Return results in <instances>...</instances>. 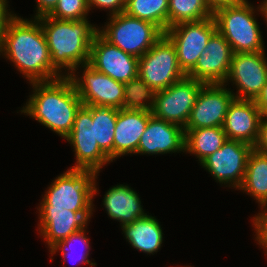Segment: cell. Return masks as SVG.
Here are the masks:
<instances>
[{
    "label": "cell",
    "mask_w": 267,
    "mask_h": 267,
    "mask_svg": "<svg viewBox=\"0 0 267 267\" xmlns=\"http://www.w3.org/2000/svg\"><path fill=\"white\" fill-rule=\"evenodd\" d=\"M13 62L29 82L51 81L65 76L51 63L48 45L37 18L15 16L0 41V55Z\"/></svg>",
    "instance_id": "obj_1"
},
{
    "label": "cell",
    "mask_w": 267,
    "mask_h": 267,
    "mask_svg": "<svg viewBox=\"0 0 267 267\" xmlns=\"http://www.w3.org/2000/svg\"><path fill=\"white\" fill-rule=\"evenodd\" d=\"M33 94L20 110L64 139L70 134L76 112L83 105L68 76L31 82Z\"/></svg>",
    "instance_id": "obj_2"
},
{
    "label": "cell",
    "mask_w": 267,
    "mask_h": 267,
    "mask_svg": "<svg viewBox=\"0 0 267 267\" xmlns=\"http://www.w3.org/2000/svg\"><path fill=\"white\" fill-rule=\"evenodd\" d=\"M37 19L46 38L51 63L60 73L64 69L69 76L77 71V66L89 62L91 45L99 27L88 19L60 20L48 15Z\"/></svg>",
    "instance_id": "obj_3"
},
{
    "label": "cell",
    "mask_w": 267,
    "mask_h": 267,
    "mask_svg": "<svg viewBox=\"0 0 267 267\" xmlns=\"http://www.w3.org/2000/svg\"><path fill=\"white\" fill-rule=\"evenodd\" d=\"M255 12L254 6L245 0L213 14L217 30L229 42L233 53L265 51Z\"/></svg>",
    "instance_id": "obj_4"
},
{
    "label": "cell",
    "mask_w": 267,
    "mask_h": 267,
    "mask_svg": "<svg viewBox=\"0 0 267 267\" xmlns=\"http://www.w3.org/2000/svg\"><path fill=\"white\" fill-rule=\"evenodd\" d=\"M97 176L92 171L69 168L52 181L43 199L54 208L92 212L93 197L98 192Z\"/></svg>",
    "instance_id": "obj_5"
},
{
    "label": "cell",
    "mask_w": 267,
    "mask_h": 267,
    "mask_svg": "<svg viewBox=\"0 0 267 267\" xmlns=\"http://www.w3.org/2000/svg\"><path fill=\"white\" fill-rule=\"evenodd\" d=\"M109 20L107 25L98 29V33L110 44L137 58L164 35L157 25L131 17L125 12L111 15Z\"/></svg>",
    "instance_id": "obj_6"
},
{
    "label": "cell",
    "mask_w": 267,
    "mask_h": 267,
    "mask_svg": "<svg viewBox=\"0 0 267 267\" xmlns=\"http://www.w3.org/2000/svg\"><path fill=\"white\" fill-rule=\"evenodd\" d=\"M138 76L155 91L186 76L179 67L174 44L165 34L139 58Z\"/></svg>",
    "instance_id": "obj_7"
},
{
    "label": "cell",
    "mask_w": 267,
    "mask_h": 267,
    "mask_svg": "<svg viewBox=\"0 0 267 267\" xmlns=\"http://www.w3.org/2000/svg\"><path fill=\"white\" fill-rule=\"evenodd\" d=\"M204 85L203 82L185 76L168 88L156 91L152 115L185 128Z\"/></svg>",
    "instance_id": "obj_8"
},
{
    "label": "cell",
    "mask_w": 267,
    "mask_h": 267,
    "mask_svg": "<svg viewBox=\"0 0 267 267\" xmlns=\"http://www.w3.org/2000/svg\"><path fill=\"white\" fill-rule=\"evenodd\" d=\"M83 68V76L71 73V79L84 106L123 108L124 84L92 68L88 63L77 66ZM76 74V75H75Z\"/></svg>",
    "instance_id": "obj_9"
},
{
    "label": "cell",
    "mask_w": 267,
    "mask_h": 267,
    "mask_svg": "<svg viewBox=\"0 0 267 267\" xmlns=\"http://www.w3.org/2000/svg\"><path fill=\"white\" fill-rule=\"evenodd\" d=\"M216 30L217 25L212 16L197 22H182L164 32L174 44L179 67L185 74L195 66Z\"/></svg>",
    "instance_id": "obj_10"
},
{
    "label": "cell",
    "mask_w": 267,
    "mask_h": 267,
    "mask_svg": "<svg viewBox=\"0 0 267 267\" xmlns=\"http://www.w3.org/2000/svg\"><path fill=\"white\" fill-rule=\"evenodd\" d=\"M65 139L75 152L76 164L71 169L88 170L98 174L104 165L112 162L100 149L97 140H94L92 106L80 107L76 112L72 130Z\"/></svg>",
    "instance_id": "obj_11"
},
{
    "label": "cell",
    "mask_w": 267,
    "mask_h": 267,
    "mask_svg": "<svg viewBox=\"0 0 267 267\" xmlns=\"http://www.w3.org/2000/svg\"><path fill=\"white\" fill-rule=\"evenodd\" d=\"M252 150L253 146L250 144L227 139L219 150L206 157L200 164L217 182L239 189Z\"/></svg>",
    "instance_id": "obj_12"
},
{
    "label": "cell",
    "mask_w": 267,
    "mask_h": 267,
    "mask_svg": "<svg viewBox=\"0 0 267 267\" xmlns=\"http://www.w3.org/2000/svg\"><path fill=\"white\" fill-rule=\"evenodd\" d=\"M263 52L233 53L225 83L232 82L238 89L234 98L255 100L267 80V58Z\"/></svg>",
    "instance_id": "obj_13"
},
{
    "label": "cell",
    "mask_w": 267,
    "mask_h": 267,
    "mask_svg": "<svg viewBox=\"0 0 267 267\" xmlns=\"http://www.w3.org/2000/svg\"><path fill=\"white\" fill-rule=\"evenodd\" d=\"M228 84H205L191 110L184 129L222 127L229 104L233 101V91Z\"/></svg>",
    "instance_id": "obj_14"
},
{
    "label": "cell",
    "mask_w": 267,
    "mask_h": 267,
    "mask_svg": "<svg viewBox=\"0 0 267 267\" xmlns=\"http://www.w3.org/2000/svg\"><path fill=\"white\" fill-rule=\"evenodd\" d=\"M139 58L110 44L99 33L93 39L88 64L123 84L138 76Z\"/></svg>",
    "instance_id": "obj_15"
},
{
    "label": "cell",
    "mask_w": 267,
    "mask_h": 267,
    "mask_svg": "<svg viewBox=\"0 0 267 267\" xmlns=\"http://www.w3.org/2000/svg\"><path fill=\"white\" fill-rule=\"evenodd\" d=\"M232 55L229 42L216 30L186 76L205 84H224L229 74Z\"/></svg>",
    "instance_id": "obj_16"
},
{
    "label": "cell",
    "mask_w": 267,
    "mask_h": 267,
    "mask_svg": "<svg viewBox=\"0 0 267 267\" xmlns=\"http://www.w3.org/2000/svg\"><path fill=\"white\" fill-rule=\"evenodd\" d=\"M38 208L39 233L49 248L56 242L86 228L93 214V212H73L65 208H54L43 198Z\"/></svg>",
    "instance_id": "obj_17"
},
{
    "label": "cell",
    "mask_w": 267,
    "mask_h": 267,
    "mask_svg": "<svg viewBox=\"0 0 267 267\" xmlns=\"http://www.w3.org/2000/svg\"><path fill=\"white\" fill-rule=\"evenodd\" d=\"M262 114L254 100L236 99L229 104L223 123L227 139L255 146Z\"/></svg>",
    "instance_id": "obj_18"
},
{
    "label": "cell",
    "mask_w": 267,
    "mask_h": 267,
    "mask_svg": "<svg viewBox=\"0 0 267 267\" xmlns=\"http://www.w3.org/2000/svg\"><path fill=\"white\" fill-rule=\"evenodd\" d=\"M185 151V129L152 116L140 137L136 154H167Z\"/></svg>",
    "instance_id": "obj_19"
},
{
    "label": "cell",
    "mask_w": 267,
    "mask_h": 267,
    "mask_svg": "<svg viewBox=\"0 0 267 267\" xmlns=\"http://www.w3.org/2000/svg\"><path fill=\"white\" fill-rule=\"evenodd\" d=\"M152 112L118 109L113 141V160L126 154H136Z\"/></svg>",
    "instance_id": "obj_20"
},
{
    "label": "cell",
    "mask_w": 267,
    "mask_h": 267,
    "mask_svg": "<svg viewBox=\"0 0 267 267\" xmlns=\"http://www.w3.org/2000/svg\"><path fill=\"white\" fill-rule=\"evenodd\" d=\"M103 198L102 202L108 216L121 222V226L147 215L142 208L139 195L129 185H115Z\"/></svg>",
    "instance_id": "obj_21"
},
{
    "label": "cell",
    "mask_w": 267,
    "mask_h": 267,
    "mask_svg": "<svg viewBox=\"0 0 267 267\" xmlns=\"http://www.w3.org/2000/svg\"><path fill=\"white\" fill-rule=\"evenodd\" d=\"M124 236L137 251L147 254L158 252L163 243V231L159 221L151 215L121 226Z\"/></svg>",
    "instance_id": "obj_22"
},
{
    "label": "cell",
    "mask_w": 267,
    "mask_h": 267,
    "mask_svg": "<svg viewBox=\"0 0 267 267\" xmlns=\"http://www.w3.org/2000/svg\"><path fill=\"white\" fill-rule=\"evenodd\" d=\"M238 190L254 197L261 208L267 207V154L253 148L247 160L243 183Z\"/></svg>",
    "instance_id": "obj_23"
},
{
    "label": "cell",
    "mask_w": 267,
    "mask_h": 267,
    "mask_svg": "<svg viewBox=\"0 0 267 267\" xmlns=\"http://www.w3.org/2000/svg\"><path fill=\"white\" fill-rule=\"evenodd\" d=\"M226 140L223 127L185 129V152L195 154L201 163L219 150Z\"/></svg>",
    "instance_id": "obj_24"
},
{
    "label": "cell",
    "mask_w": 267,
    "mask_h": 267,
    "mask_svg": "<svg viewBox=\"0 0 267 267\" xmlns=\"http://www.w3.org/2000/svg\"><path fill=\"white\" fill-rule=\"evenodd\" d=\"M118 109L92 106V121L94 125V140L100 149L113 162V141Z\"/></svg>",
    "instance_id": "obj_25"
},
{
    "label": "cell",
    "mask_w": 267,
    "mask_h": 267,
    "mask_svg": "<svg viewBox=\"0 0 267 267\" xmlns=\"http://www.w3.org/2000/svg\"><path fill=\"white\" fill-rule=\"evenodd\" d=\"M168 7L169 0H126L124 12L149 21L165 32L168 29Z\"/></svg>",
    "instance_id": "obj_26"
},
{
    "label": "cell",
    "mask_w": 267,
    "mask_h": 267,
    "mask_svg": "<svg viewBox=\"0 0 267 267\" xmlns=\"http://www.w3.org/2000/svg\"><path fill=\"white\" fill-rule=\"evenodd\" d=\"M212 16L205 0H169L168 28L182 22H197Z\"/></svg>",
    "instance_id": "obj_27"
},
{
    "label": "cell",
    "mask_w": 267,
    "mask_h": 267,
    "mask_svg": "<svg viewBox=\"0 0 267 267\" xmlns=\"http://www.w3.org/2000/svg\"><path fill=\"white\" fill-rule=\"evenodd\" d=\"M123 109L152 112L156 91L137 76L124 84Z\"/></svg>",
    "instance_id": "obj_28"
},
{
    "label": "cell",
    "mask_w": 267,
    "mask_h": 267,
    "mask_svg": "<svg viewBox=\"0 0 267 267\" xmlns=\"http://www.w3.org/2000/svg\"><path fill=\"white\" fill-rule=\"evenodd\" d=\"M86 230L85 228L71 234L68 238L63 239L62 241H58L56 242L54 245H52L49 249L51 255H54L56 252H58L59 250L61 251V255L64 258V262L66 261L67 258H69L71 261L76 262V260H78V262L80 261L81 263H85V264H89L90 266H96V263L91 262L88 259L89 256V251H90V241L88 240L89 238L86 236L85 234ZM78 242V243H77ZM81 244L82 248L81 249V253H79V258H74V256L72 255L73 253L76 255V253L78 254V251L76 252L75 250L77 249H73L72 244ZM78 245V246H79ZM74 246V245H73ZM73 249V250H72ZM87 259V260H86Z\"/></svg>",
    "instance_id": "obj_29"
},
{
    "label": "cell",
    "mask_w": 267,
    "mask_h": 267,
    "mask_svg": "<svg viewBox=\"0 0 267 267\" xmlns=\"http://www.w3.org/2000/svg\"><path fill=\"white\" fill-rule=\"evenodd\" d=\"M88 12L87 0H59L48 16L60 20L80 21L87 19Z\"/></svg>",
    "instance_id": "obj_30"
},
{
    "label": "cell",
    "mask_w": 267,
    "mask_h": 267,
    "mask_svg": "<svg viewBox=\"0 0 267 267\" xmlns=\"http://www.w3.org/2000/svg\"><path fill=\"white\" fill-rule=\"evenodd\" d=\"M262 209H264L262 211ZM256 232V241L261 248H264L267 255V208L262 207L261 212L253 217L252 220Z\"/></svg>",
    "instance_id": "obj_31"
},
{
    "label": "cell",
    "mask_w": 267,
    "mask_h": 267,
    "mask_svg": "<svg viewBox=\"0 0 267 267\" xmlns=\"http://www.w3.org/2000/svg\"><path fill=\"white\" fill-rule=\"evenodd\" d=\"M89 11L92 7H99L98 9H109V16L124 12L126 0H87Z\"/></svg>",
    "instance_id": "obj_32"
},
{
    "label": "cell",
    "mask_w": 267,
    "mask_h": 267,
    "mask_svg": "<svg viewBox=\"0 0 267 267\" xmlns=\"http://www.w3.org/2000/svg\"><path fill=\"white\" fill-rule=\"evenodd\" d=\"M256 151L267 154V116H262L258 140L253 147Z\"/></svg>",
    "instance_id": "obj_33"
},
{
    "label": "cell",
    "mask_w": 267,
    "mask_h": 267,
    "mask_svg": "<svg viewBox=\"0 0 267 267\" xmlns=\"http://www.w3.org/2000/svg\"><path fill=\"white\" fill-rule=\"evenodd\" d=\"M8 2V0H0V41L9 22L16 16V14L8 11Z\"/></svg>",
    "instance_id": "obj_34"
},
{
    "label": "cell",
    "mask_w": 267,
    "mask_h": 267,
    "mask_svg": "<svg viewBox=\"0 0 267 267\" xmlns=\"http://www.w3.org/2000/svg\"><path fill=\"white\" fill-rule=\"evenodd\" d=\"M245 0H205L212 14L223 8H229L242 4Z\"/></svg>",
    "instance_id": "obj_35"
},
{
    "label": "cell",
    "mask_w": 267,
    "mask_h": 267,
    "mask_svg": "<svg viewBox=\"0 0 267 267\" xmlns=\"http://www.w3.org/2000/svg\"><path fill=\"white\" fill-rule=\"evenodd\" d=\"M58 2L59 0H37V13H35L36 15H34V18L49 15L54 10Z\"/></svg>",
    "instance_id": "obj_36"
},
{
    "label": "cell",
    "mask_w": 267,
    "mask_h": 267,
    "mask_svg": "<svg viewBox=\"0 0 267 267\" xmlns=\"http://www.w3.org/2000/svg\"><path fill=\"white\" fill-rule=\"evenodd\" d=\"M262 116H267V80L261 93L254 100Z\"/></svg>",
    "instance_id": "obj_37"
},
{
    "label": "cell",
    "mask_w": 267,
    "mask_h": 267,
    "mask_svg": "<svg viewBox=\"0 0 267 267\" xmlns=\"http://www.w3.org/2000/svg\"><path fill=\"white\" fill-rule=\"evenodd\" d=\"M256 9L258 11H260V13L262 14V17L265 18V21L267 22V0H264L263 2H261V5L256 7Z\"/></svg>",
    "instance_id": "obj_38"
}]
</instances>
